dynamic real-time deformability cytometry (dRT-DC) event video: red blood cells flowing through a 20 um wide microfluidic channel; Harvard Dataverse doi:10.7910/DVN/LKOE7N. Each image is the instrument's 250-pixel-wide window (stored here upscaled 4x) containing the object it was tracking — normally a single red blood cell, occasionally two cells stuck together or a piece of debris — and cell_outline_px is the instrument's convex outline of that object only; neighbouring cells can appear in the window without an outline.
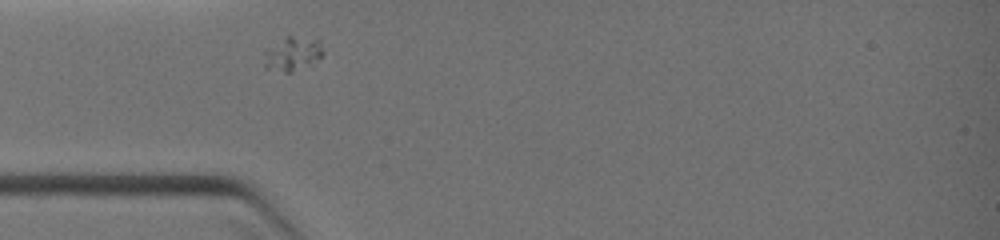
{"species": "common noctule bat (a hibernating species)", "species_latin": "Nyctalus noctula", "temperature_condition": "warm", "stored_images_in_passage": 2, "camera_frame_rate_fps": 3000, "um_per_image_px": 0.085, "animal": {"sex": "female", "body_mass_g": 19.0, "forearm_length_mm": 51.5}, "frame": {"image": 1, "passage_image": 1, "time_ms": 0.0, "image_size_px": [1000, 240], "cell_outline_px": [[324, 52], [320, 56], [292, 72], [284, 72], [264, 68], [264, 52], [288, 36], [292, 36], [320, 40]], "centroid_in_image_um": [24.84, 4.57], "position_along_channel_um": 60.2, "area_um2": 11.1}}
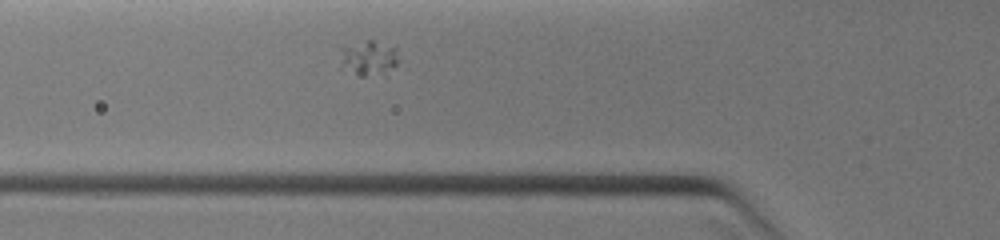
{"frame": {"image": 2, "passage_image": 2, "time_ms": 0.667, "image_size_px": [1000, 240], "cell_outline_px": [[396, 64], [384, 72], [364, 76], [360, 76], [340, 68], [340, 48], [368, 40], [372, 40], [396, 48]], "centroid_in_image_um": [31.24, 4.93], "position_along_channel_um": 94.6, "area_um2": 11.5}}